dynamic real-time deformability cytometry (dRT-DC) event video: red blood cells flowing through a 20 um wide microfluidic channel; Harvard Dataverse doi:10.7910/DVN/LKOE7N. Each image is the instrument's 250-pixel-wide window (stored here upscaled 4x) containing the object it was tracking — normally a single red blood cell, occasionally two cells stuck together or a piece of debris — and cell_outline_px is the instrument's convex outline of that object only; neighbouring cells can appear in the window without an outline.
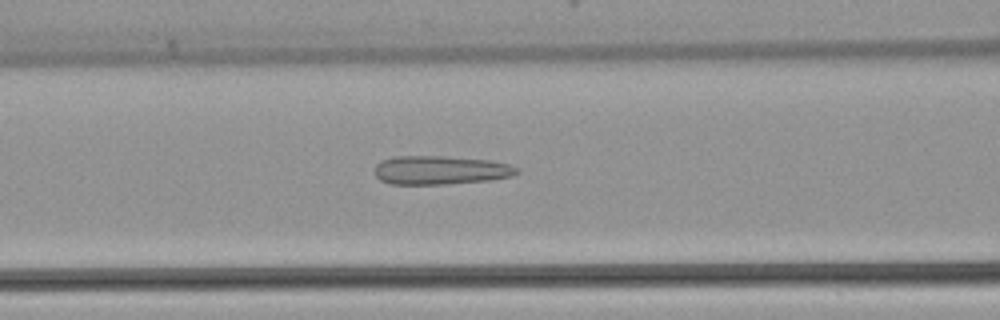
{"species": "common noctule bat (a hibernating species)", "species_latin": "Nyctalus noctula", "temperature_condition": "warm", "stored_images_in_passage": 37, "camera_frame_rate_fps": 3000, "um_per_image_px": 0.085, "animal": {"sex": "female", "body_mass_g": 22.7, "forearm_length_mm": 54.2}, "frame": {"image": 1, "passage_image": 10, "time_ms": 3.0, "image_size_px": [1000, 320], "cell_outline_px": [[520, 172], [512, 176], [488, 180], [444, 184], [392, 184], [380, 180], [376, 176], [376, 164], [380, 160], [396, 156], [444, 156], [488, 160], [508, 164], [520, 168]], "centroid_in_image_um": [37.44, 14.46], "position_along_channel_um": 129.2, "area_um2": 23.76}}
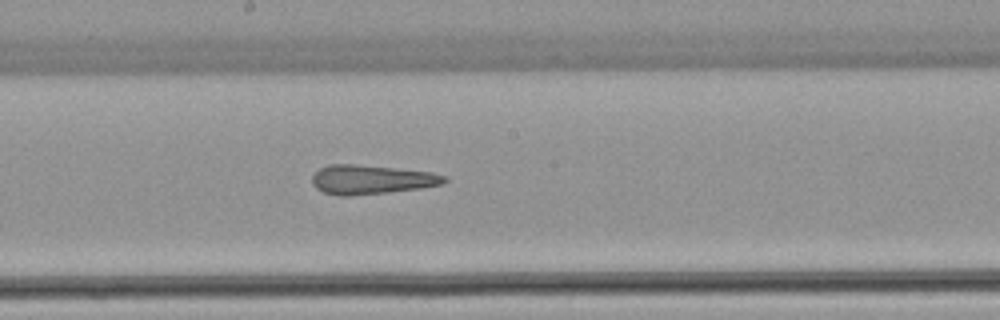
{"frame": {"image": 2, "passage_image": 16, "time_ms": 5.0, "image_size_px": [1000, 320], "cell_outline_px": [[448, 180], [444, 184], [420, 188], [348, 196], [340, 196], [324, 192], [316, 188], [312, 184], [312, 176], [320, 168], [328, 164], [352, 164], [396, 168], [432, 172], [448, 176]], "centroid_in_image_um": [31.58, 15.25], "position_along_channel_um": 216.6, "area_um2": 22.43}}
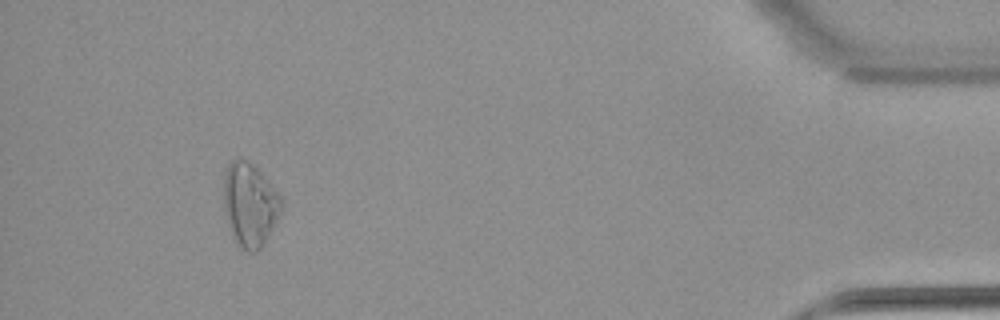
{"frame": {"image": 3, "passage_image": 34, "time_ms": 11.0, "image_size_px": [1000, 320], "cell_outline_px": [[284, 204], [272, 228], [260, 248], [256, 252], [248, 252], [240, 248], [232, 240], [224, 208], [224, 176], [228, 164], [232, 160], [248, 160], [260, 172], [284, 200]], "centroid_in_image_um": [21.22, 17.42], "position_along_channel_um": 414.0, "area_um2": 27.92}}